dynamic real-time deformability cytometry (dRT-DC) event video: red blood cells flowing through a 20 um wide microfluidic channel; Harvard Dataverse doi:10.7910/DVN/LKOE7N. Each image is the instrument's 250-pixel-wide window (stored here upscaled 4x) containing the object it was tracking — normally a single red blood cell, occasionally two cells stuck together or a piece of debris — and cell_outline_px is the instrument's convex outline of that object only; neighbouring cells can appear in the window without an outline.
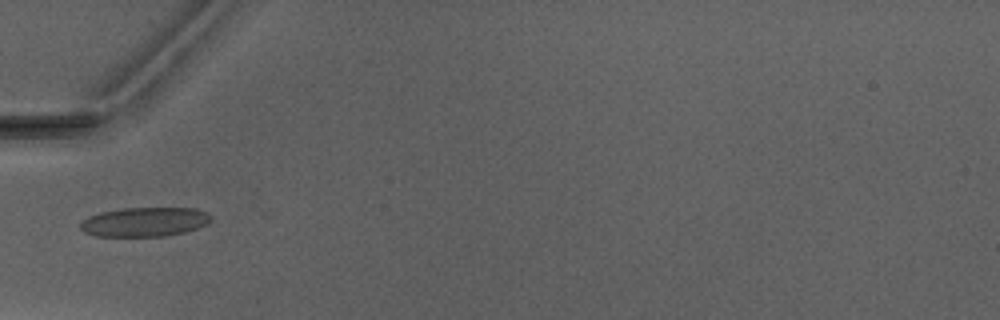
{"species": "Egyptian fruit bat (a non-hibernating species)", "species_latin": "Rousettus aegyptiacus", "temperature_condition": "warm", "stored_images_in_passage": 7, "camera_frame_rate_fps": 3000, "um_per_image_px": 0.085, "animal": {"sex": "male"}, "frame": {"image": 1, "passage_image": 5, "time_ms": 5.0, "image_size_px": [1000, 320], "cell_outline_px": [[212, 220], [208, 224], [184, 232], [164, 236], [96, 236], [84, 232], [80, 228], [80, 220], [88, 216], [100, 212], [124, 208], [196, 208], [208, 212], [212, 216]], "centroid_in_image_um": [12.29, 18.85], "position_along_channel_um": 72.7, "area_um2": 22.48}}